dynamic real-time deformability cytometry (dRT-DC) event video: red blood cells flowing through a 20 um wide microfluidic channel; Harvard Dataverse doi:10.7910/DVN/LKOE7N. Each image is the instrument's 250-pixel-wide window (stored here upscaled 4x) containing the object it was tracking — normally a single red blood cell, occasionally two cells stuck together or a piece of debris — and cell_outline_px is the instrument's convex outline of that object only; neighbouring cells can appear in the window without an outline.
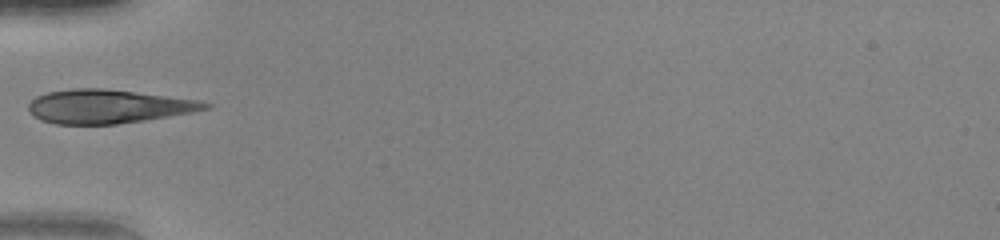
{"species": "human", "species_latin": "Homo sapiens", "temperature_condition": "warm", "stored_images_in_passage": 33, "camera_frame_rate_fps": 3000, "um_per_image_px": 0.085, "donor": {"sex": "female"}, "frame": {"image": 1, "passage_image": 1, "time_ms": 0.0, "image_size_px": [1000, 240], "cell_outline_px": [[212, 108], [192, 112], [144, 120], [116, 124], [56, 124], [40, 120], [28, 108], [28, 104], [36, 96], [48, 92], [72, 88], [104, 88], [136, 92], [196, 100], [212, 104]], "centroid_in_image_um": [9.17, 9.04], "position_along_channel_um": 75.8, "area_um2": 34.45}}
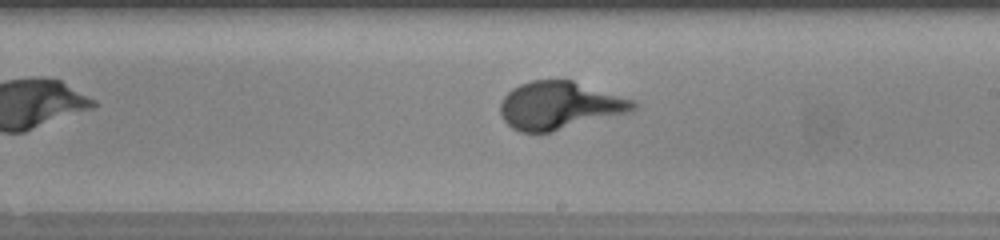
{"frame": {"image": 2, "passage_image": 13, "time_ms": 4.0, "image_size_px": [1000, 240], "cell_outline_px": [[640, 104], [632, 112], [552, 132], [520, 132], [512, 128], [504, 120], [500, 112], [500, 100], [512, 88], [520, 84], [532, 80], [572, 80], [636, 100]], "centroid_in_image_um": [47.6, 8.97], "position_along_channel_um": 241.4, "area_um2": 37.4}}
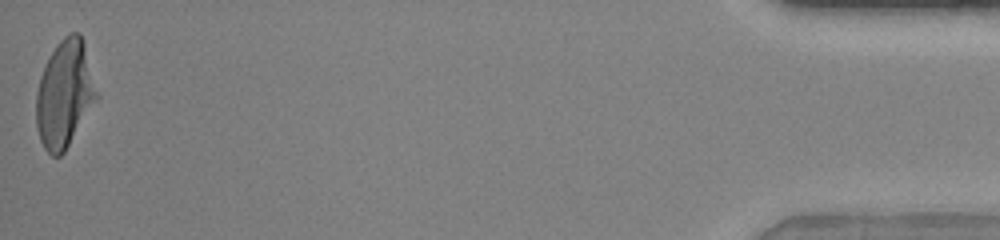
{"frame": {"image": 3, "passage_image": 33, "time_ms": 10.667, "image_size_px": [1000, 240], "cell_outline_px": [[100, 96], [64, 152], [60, 156], [52, 156], [44, 148], [40, 140], [36, 124], [36, 92], [40, 76], [56, 44], [64, 36], [72, 32], [80, 32], [84, 44]], "centroid_in_image_um": [5.51, 8.0], "position_along_channel_um": 429.7, "area_um2": 37.8}}